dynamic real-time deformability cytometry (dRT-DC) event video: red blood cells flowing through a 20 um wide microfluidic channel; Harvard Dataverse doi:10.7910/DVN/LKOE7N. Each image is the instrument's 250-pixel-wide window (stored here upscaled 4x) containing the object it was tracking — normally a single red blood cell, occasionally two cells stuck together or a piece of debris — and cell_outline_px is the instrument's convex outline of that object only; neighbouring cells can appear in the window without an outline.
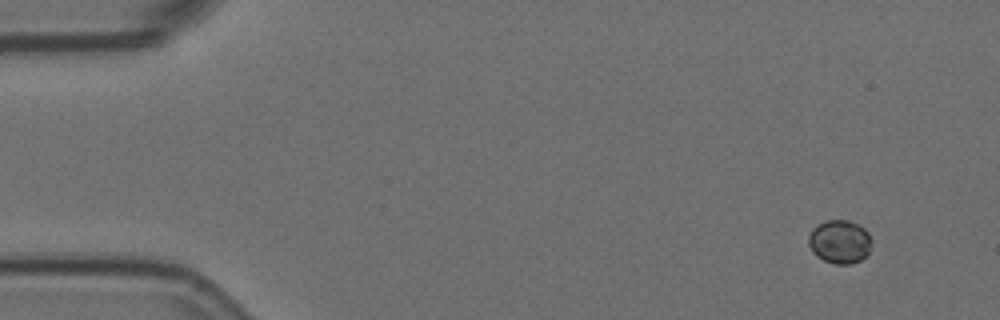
{"species": "Egyptian fruit bat (a non-hibernating species)", "species_latin": "Rousettus aegyptiacus", "temperature_condition": "room temperature", "stored_images_in_passage": 8, "camera_frame_rate_fps": 3000, "um_per_image_px": 0.085, "animal": {"sex": "female"}, "frame": {"image": 1, "passage_image": 1, "time_ms": 0.0, "image_size_px": [1000, 320], "cell_outline_px": [[872, 244], [868, 252], [860, 260], [852, 264], [836, 264], [824, 260], [816, 256], [812, 252], [808, 244], [808, 236], [812, 228], [824, 220], [848, 220], [864, 228], [868, 232], [872, 240]], "centroid_in_image_um": [71.36, 20.54], "position_along_channel_um": 13.6, "area_um2": 16.13}}
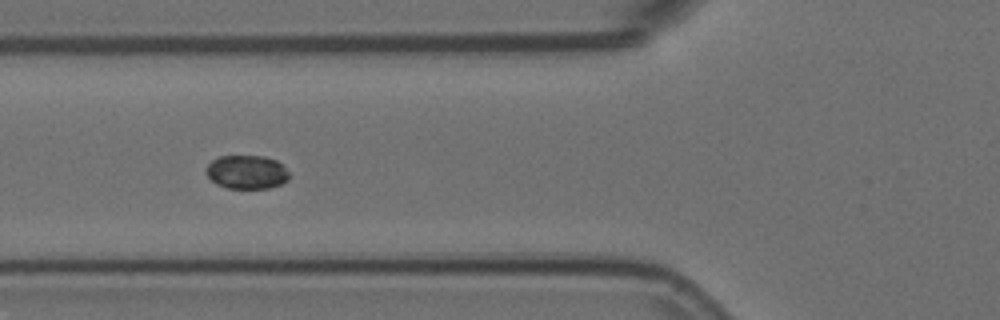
{"frame": {"image": 2, "passage_image": 6, "time_ms": 1.667, "image_size_px": [1000, 320], "cell_outline_px": [[288, 180], [280, 184], [268, 188], [228, 188], [216, 184], [204, 172], [208, 164], [212, 160], [220, 156], [264, 156], [276, 160], [288, 172]], "centroid_in_image_um": [20.94, 14.62], "position_along_channel_um": 104.9, "area_um2": 16.18}}
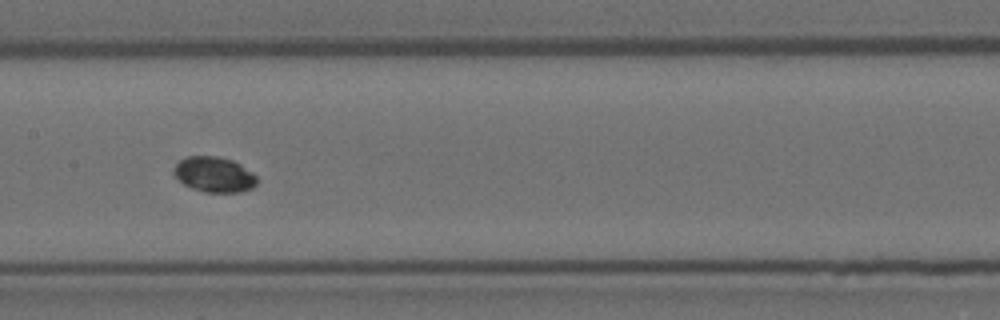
{"frame": {"image": 3, "passage_image": 8, "time_ms": 2.333, "image_size_px": [1000, 320], "cell_outline_px": [[256, 184], [252, 188], [240, 192], [204, 192], [192, 188], [184, 184], [172, 172], [176, 164], [180, 160], [188, 156], [216, 156], [232, 160], [240, 164], [252, 172], [256, 176]], "centroid_in_image_um": [18.2, 14.83], "position_along_channel_um": 189.2, "area_um2": 16.99}}